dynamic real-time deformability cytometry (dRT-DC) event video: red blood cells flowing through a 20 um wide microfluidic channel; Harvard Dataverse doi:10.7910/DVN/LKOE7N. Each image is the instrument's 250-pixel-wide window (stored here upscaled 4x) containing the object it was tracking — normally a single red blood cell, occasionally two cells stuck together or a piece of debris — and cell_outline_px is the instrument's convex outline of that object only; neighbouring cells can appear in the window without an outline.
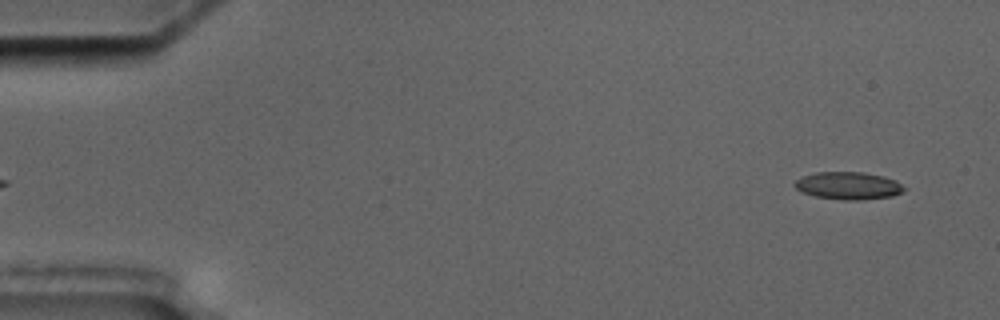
{"species": "common noctule bat (a hibernating species)", "species_latin": "Nyctalus noctula", "temperature_condition": "cold", "stored_images_in_passage": 2, "camera_frame_rate_fps": 3000, "um_per_image_px": 0.085, "animal": {"sex": "male", "body_mass_g": 17.5, "forearm_length_mm": 52.3}, "frame": {"image": 1, "passage_image": 2, "time_ms": 1.333, "image_size_px": [1000, 320], "cell_outline_px": [[908, 188], [904, 192], [892, 196], [856, 200], [844, 200], [816, 196], [800, 192], [792, 184], [800, 176], [816, 172], [864, 172], [884, 176], [896, 180]], "centroid_in_image_um": [72.12, 15.77], "position_along_channel_um": 12.9, "area_um2": 17.8}}